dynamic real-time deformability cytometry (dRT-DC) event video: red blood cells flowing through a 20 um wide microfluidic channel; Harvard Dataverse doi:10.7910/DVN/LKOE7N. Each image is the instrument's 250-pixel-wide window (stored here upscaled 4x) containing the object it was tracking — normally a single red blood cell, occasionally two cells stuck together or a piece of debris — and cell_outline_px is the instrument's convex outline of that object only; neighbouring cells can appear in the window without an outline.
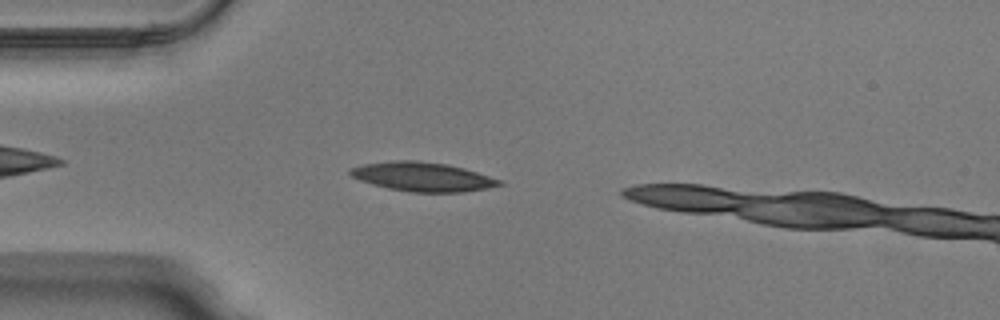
{"species": "Egyptian fruit bat (a non-hibernating species)", "species_latin": "Rousettus aegyptiacus", "temperature_condition": "warm", "stored_images_in_passage": 33, "camera_frame_rate_fps": 3000, "um_per_image_px": 0.085, "animal": {"sex": "male"}, "frame": {"image": 1, "passage_image": 5, "time_ms": 1.333, "image_size_px": [1000, 320], "cell_outline_px": [[504, 184], [488, 188], [464, 192], [412, 192], [388, 188], [372, 184], [360, 180], [352, 176], [348, 172], [348, 168], [360, 164], [392, 160], [416, 160], [448, 164], [464, 168], [504, 180]], "centroid_in_image_um": [35.93, 15.01], "position_along_channel_um": 49.1, "area_um2": 25.61}}
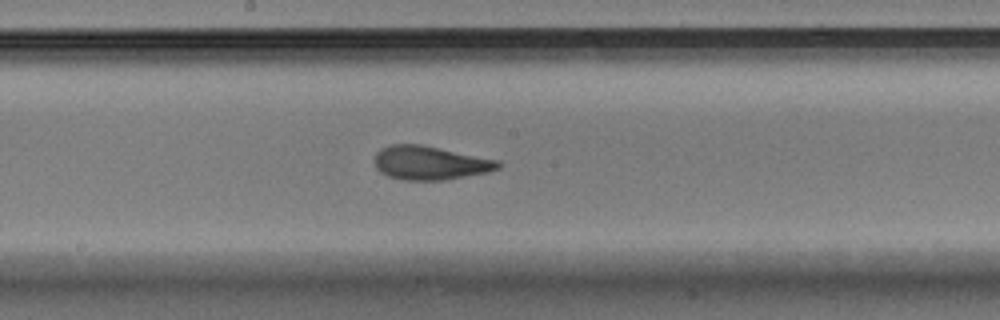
{"frame": {"image": 2, "passage_image": 18, "time_ms": 5.667, "image_size_px": [1000, 320], "cell_outline_px": [[504, 164], [500, 168], [488, 172], [444, 180], [404, 180], [388, 176], [380, 172], [376, 168], [376, 152], [380, 148], [392, 144], [420, 144], [500, 160]], "centroid_in_image_um": [36.59, 13.84], "position_along_channel_um": 211.6, "area_um2": 24.39}}
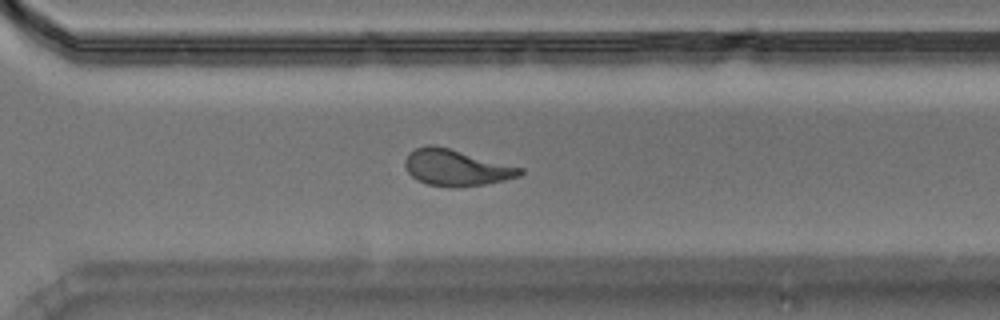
{"frame": {"image": 3, "passage_image": 27, "time_ms": 8.667, "image_size_px": [1000, 320], "cell_outline_px": [[524, 172], [520, 176], [504, 180], [484, 184], [460, 188], [452, 188], [428, 184], [416, 180], [408, 172], [404, 164], [404, 160], [408, 152], [416, 148], [428, 144], [436, 144], [524, 168]], "centroid_in_image_um": [38.76, 14.24], "position_along_channel_um": 331.8, "area_um2": 24.74}}